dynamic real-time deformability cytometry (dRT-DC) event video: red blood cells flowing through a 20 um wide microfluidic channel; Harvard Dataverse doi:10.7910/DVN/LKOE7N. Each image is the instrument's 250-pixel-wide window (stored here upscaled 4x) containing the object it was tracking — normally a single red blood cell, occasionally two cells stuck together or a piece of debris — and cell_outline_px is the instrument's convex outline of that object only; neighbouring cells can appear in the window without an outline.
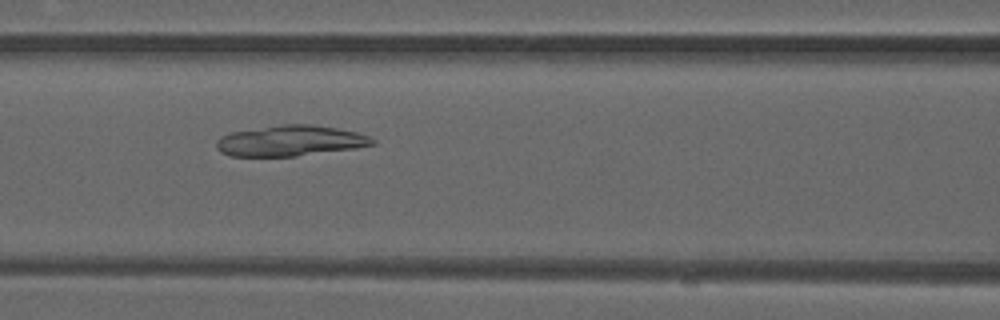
{"species": "common noctule bat (a hibernating species)", "species_latin": "Nyctalus noctula", "temperature_condition": "warm", "stored_images_in_passage": 34, "camera_frame_rate_fps": 3000, "um_per_image_px": 0.085, "animal": {"sex": "male", "forearm_length_mm": 52.5}, "frame": {"image": 1, "passage_image": 6, "time_ms": 1.667, "image_size_px": [1000, 320], "cell_outline_px": [[376, 144], [356, 148], [296, 156], [232, 156], [220, 152], [216, 148], [216, 140], [220, 136], [232, 132], [280, 124], [312, 124], [336, 128], [356, 132], [368, 136], [376, 140]], "centroid_in_image_um": [24.67, 11.96], "position_along_channel_um": 141.9, "area_um2": 27.92}}
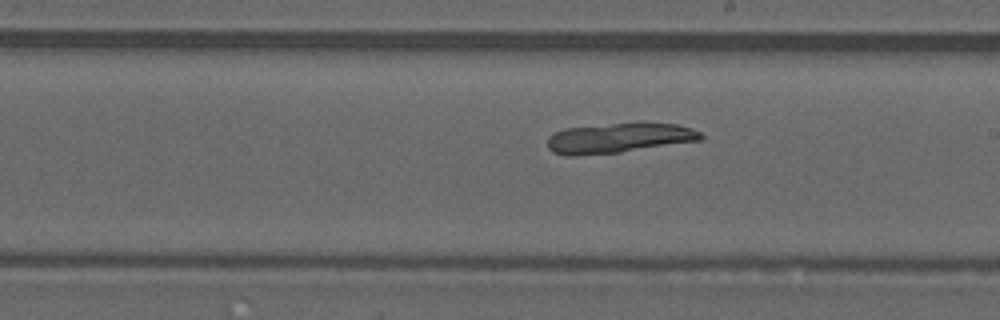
{"frame": {"image": 2, "passage_image": 13, "time_ms": 4.0, "image_size_px": [1000, 320], "cell_outline_px": [[704, 136], [700, 140], [620, 152], [576, 156], [564, 156], [552, 152], [548, 148], [548, 136], [564, 128], [612, 124], [676, 124], [692, 128], [700, 132]], "centroid_in_image_um": [52.54, 11.75], "position_along_channel_um": 236.5, "area_um2": 26.3}}
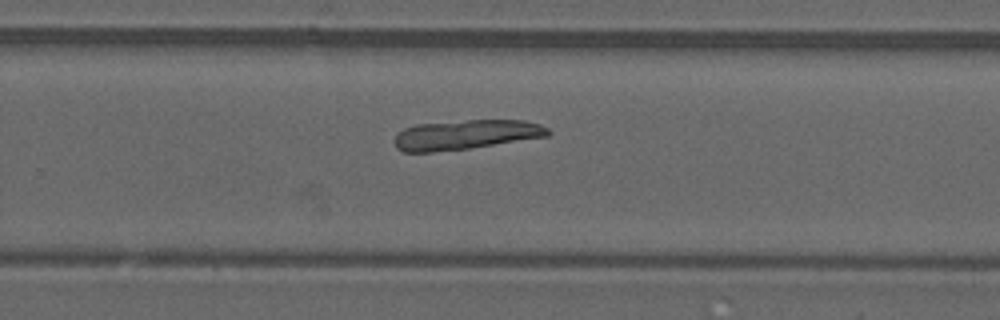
{"frame": {"image": 3, "passage_image": 17, "time_ms": 5.333, "image_size_px": [1000, 320], "cell_outline_px": [[552, 132], [548, 136], [468, 148], [432, 152], [404, 152], [396, 148], [396, 136], [404, 128], [416, 124], [468, 120], [524, 120], [540, 124], [548, 128]], "centroid_in_image_um": [39.61, 11.44], "position_along_channel_um": 290.2, "area_um2": 26.3}}